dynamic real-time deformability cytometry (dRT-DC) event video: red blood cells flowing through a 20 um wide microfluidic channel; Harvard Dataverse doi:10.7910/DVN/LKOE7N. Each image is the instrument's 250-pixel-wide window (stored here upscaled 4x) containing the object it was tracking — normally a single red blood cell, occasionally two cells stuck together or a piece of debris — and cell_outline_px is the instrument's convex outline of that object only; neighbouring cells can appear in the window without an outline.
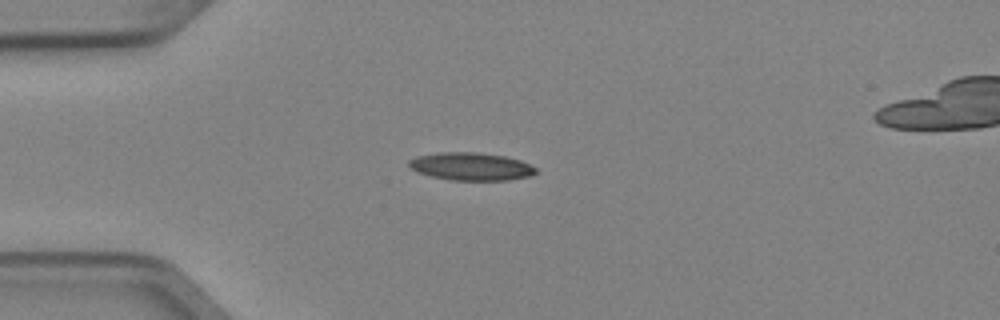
{"species": "Egyptian fruit bat (a non-hibernating species)", "species_latin": "Rousettus aegyptiacus", "temperature_condition": "cold", "stored_images_in_passage": 4, "camera_frame_rate_fps": 3000, "um_per_image_px": 0.085, "animal": {"sex": "female"}, "frame": {"image": 1, "passage_image": 1, "time_ms": 0.0, "image_size_px": [1000, 320], "cell_outline_px": [[536, 172], [532, 176], [508, 180], [452, 180], [432, 176], [420, 172], [412, 168], [408, 164], [408, 160], [416, 156], [440, 152], [476, 152], [504, 156], [520, 160], [536, 168]], "centroid_in_image_um": [40.05, 14.14], "position_along_channel_um": 44.9, "area_um2": 20.4}}
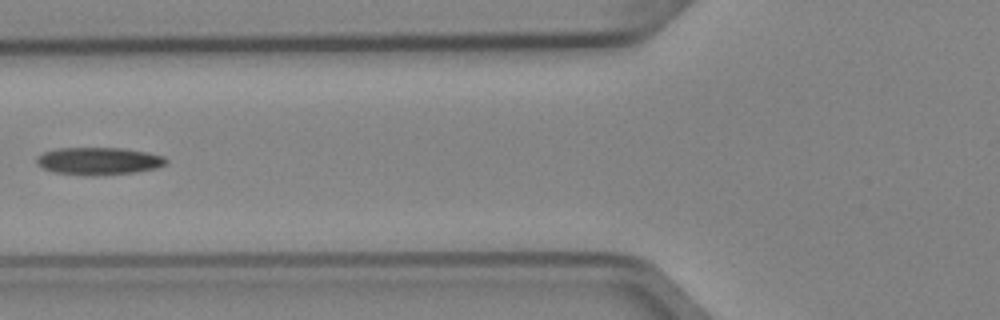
{"frame": {"image": 2, "passage_image": 3, "time_ms": 0.667, "image_size_px": [1000, 320], "cell_outline_px": [[168, 160], [164, 164], [156, 168], [132, 172], [92, 176], [56, 172], [44, 168], [36, 164], [36, 156], [44, 152], [60, 148], [120, 148], [144, 152], [164, 156]], "centroid_in_image_um": [8.35, 13.68], "position_along_channel_um": 117.4, "area_um2": 20.4}}
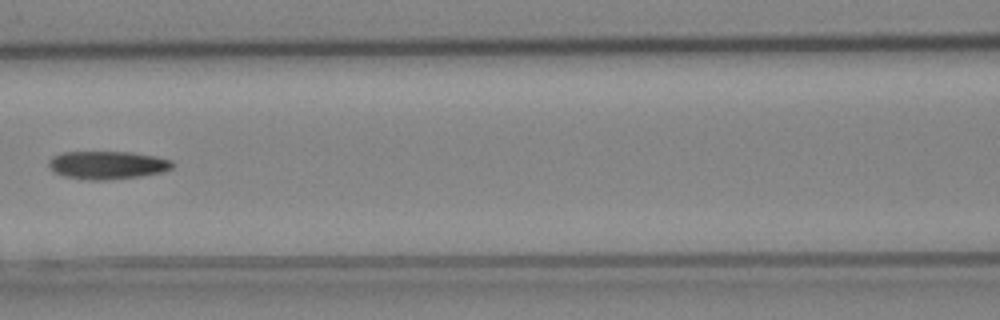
{"frame": {"image": 3, "passage_image": 4, "time_ms": 1.0, "image_size_px": [1000, 320], "cell_outline_px": [[172, 168], [160, 172], [140, 176], [104, 180], [88, 180], [64, 176], [56, 172], [48, 164], [48, 160], [52, 156], [64, 152], [132, 152], [156, 156], [172, 160]], "centroid_in_image_um": [9.12, 14.02], "position_along_channel_um": 157.5, "area_um2": 20.06}}